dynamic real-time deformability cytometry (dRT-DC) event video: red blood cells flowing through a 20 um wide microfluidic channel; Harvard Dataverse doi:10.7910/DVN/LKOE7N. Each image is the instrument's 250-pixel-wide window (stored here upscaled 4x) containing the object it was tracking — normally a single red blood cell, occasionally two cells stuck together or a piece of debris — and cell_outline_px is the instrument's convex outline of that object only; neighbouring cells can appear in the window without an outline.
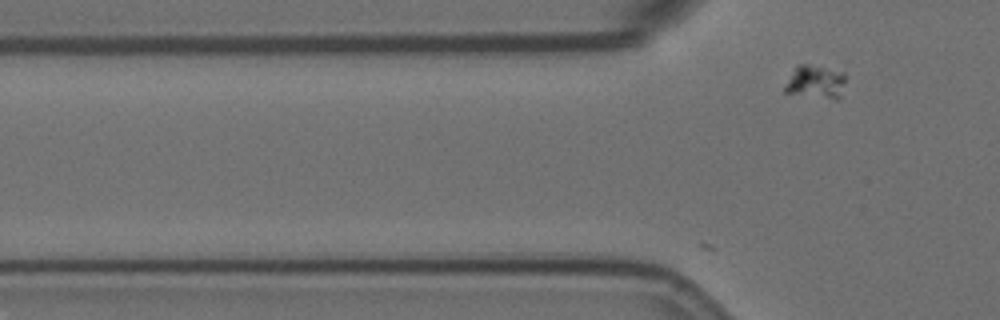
{"species": "Egyptian fruit bat (a non-hibernating species)", "species_latin": "Rousettus aegyptiacus", "temperature_condition": "room temperature", "stored_images_in_passage": 3, "camera_frame_rate_fps": 3000, "um_per_image_px": 0.085, "animal": {"sex": "female"}, "frame": {"image": 1, "passage_image": 3, "time_ms": 0.667, "image_size_px": [1000, 320], "cell_outline_px": [[848, 76], [840, 100], [836, 100], [784, 92], [784, 88], [788, 80], [796, 68], [800, 64], [808, 64], [844, 72]], "centroid_in_image_um": [69.43, 6.99], "position_along_channel_um": 56.4, "area_um2": 11.91}}